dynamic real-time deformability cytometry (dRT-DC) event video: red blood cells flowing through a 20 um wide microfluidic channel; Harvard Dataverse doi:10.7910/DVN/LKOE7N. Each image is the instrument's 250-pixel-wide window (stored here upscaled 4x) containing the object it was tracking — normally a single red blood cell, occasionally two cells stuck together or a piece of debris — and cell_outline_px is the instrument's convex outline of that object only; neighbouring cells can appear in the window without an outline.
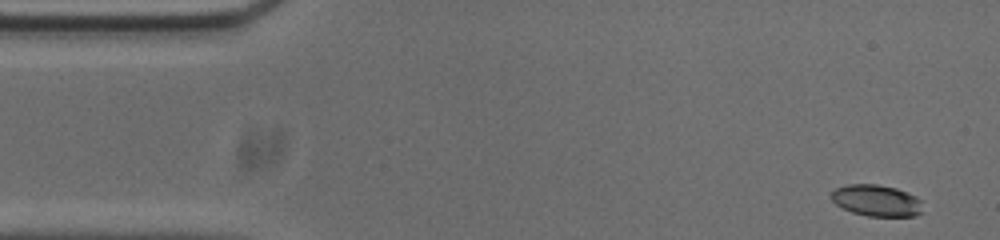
{"species": "common noctule bat (a hibernating species)", "species_latin": "Nyctalus noctula", "temperature_condition": "cold", "stored_images_in_passage": 52, "camera_frame_rate_fps": 3000, "um_per_image_px": 0.085, "animal": {"sex": "male", "body_mass_g": 20.0, "forearm_length_mm": 53.3}, "frame": {"image": 1, "passage_image": 1, "time_ms": 0.0, "image_size_px": [1000, 240], "cell_outline_px": [[924, 212], [916, 216], [868, 216], [852, 212], [836, 204], [828, 196], [836, 188], [848, 184], [876, 184], [896, 188], [908, 192], [916, 196], [920, 200]], "centroid_in_image_um": [74.52, 17.04], "position_along_channel_um": 10.5, "area_um2": 16.94}}
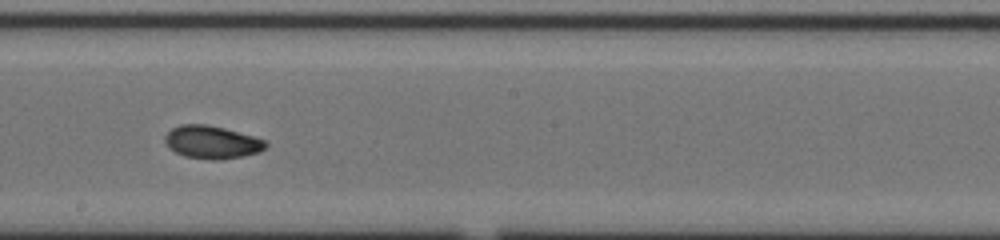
{"frame": {"image": 2, "passage_image": 27, "time_ms": 8.667, "image_size_px": [1000, 240], "cell_outline_px": [[268, 144], [260, 152], [244, 156], [220, 160], [212, 160], [184, 156], [168, 148], [164, 140], [164, 136], [172, 128], [180, 124], [204, 124], [224, 128], [252, 136], [264, 140]], "centroid_in_image_um": [17.98, 12.09], "position_along_channel_um": 230.2, "area_um2": 19.31}}
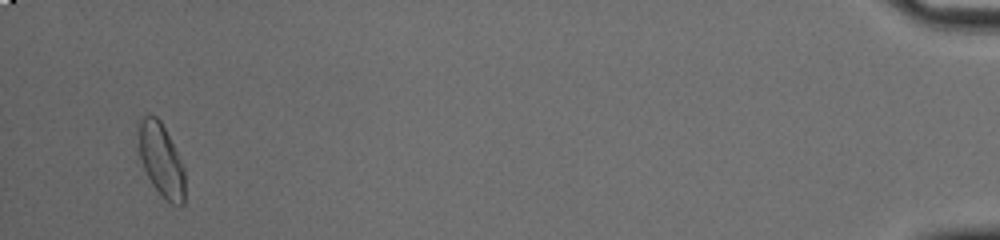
{"frame": {"image": 3, "passage_image": 50, "time_ms": 16.333, "image_size_px": [1000, 240], "cell_outline_px": [[184, 204], [172, 204], [152, 184], [144, 168], [140, 156], [140, 120], [144, 116], [156, 116], [160, 120], [184, 168]], "centroid_in_image_um": [13.72, 13.62], "position_along_channel_um": 421.5, "area_um2": 18.73}, "authors_computed_cell_mechanics": {"area_um2": 18.785, "velocity_mm_per_s": 3.7229, "shape_relaxation_time_tau1_ms": 4.7215, "shape_relaxation_time_tau2_ms": 3.0542, "deformation_change_tau1": 0.1209, "deformation_change_tau2": 0.0657}}